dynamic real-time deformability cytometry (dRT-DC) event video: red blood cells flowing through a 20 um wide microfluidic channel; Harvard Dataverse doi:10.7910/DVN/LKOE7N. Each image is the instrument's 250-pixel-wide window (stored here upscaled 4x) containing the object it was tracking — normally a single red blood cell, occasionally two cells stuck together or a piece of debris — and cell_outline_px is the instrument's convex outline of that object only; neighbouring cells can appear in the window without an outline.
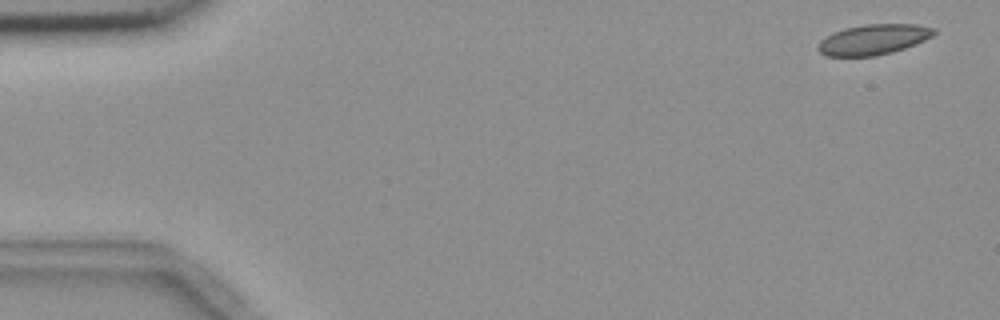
{"species": "common noctule bat (a hibernating species)", "species_latin": "Nyctalus noctula", "temperature_condition": "room temperature", "stored_images_in_passage": 3, "camera_frame_rate_fps": 3000, "um_per_image_px": 0.085, "animal": {"sex": "female", "body_mass_g": 18.4}, "frame": {"image": 1, "passage_image": 1, "time_ms": 0.0, "image_size_px": [1000, 320], "cell_outline_px": [[936, 32], [932, 36], [924, 40], [904, 48], [892, 52], [876, 56], [828, 56], [820, 52], [816, 48], [816, 44], [820, 40], [832, 32], [844, 28], [864, 24], [916, 24], [936, 28]], "centroid_in_image_um": [74.2, 3.35], "position_along_channel_um": 10.8, "area_um2": 20.63}}